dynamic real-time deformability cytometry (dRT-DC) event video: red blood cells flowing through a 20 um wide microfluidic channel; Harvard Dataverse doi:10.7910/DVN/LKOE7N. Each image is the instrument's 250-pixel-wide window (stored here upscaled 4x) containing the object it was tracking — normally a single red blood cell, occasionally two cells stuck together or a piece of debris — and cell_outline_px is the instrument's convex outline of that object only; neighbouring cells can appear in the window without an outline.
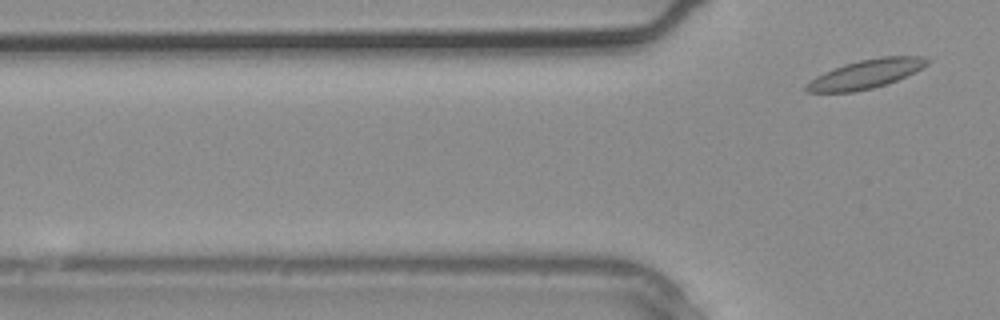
{"species": "common noctule bat (a hibernating species)", "species_latin": "Nyctalus noctula", "temperature_condition": "warm", "stored_images_in_passage": 2, "segment_of_instrument_passage": [2, 2], "camera_frame_rate_fps": 3000, "um_per_image_px": 0.085, "animal": {"sex": "male", "body_mass_g": 20.4}, "frame": {"image": 1, "passage_image": 2, "time_ms": 0.333, "image_size_px": [1000, 320], "cell_outline_px": [[932, 60], [928, 64], [896, 80], [872, 88], [852, 92], [804, 92], [804, 84], [816, 76], [824, 72], [844, 64], [860, 60], [880, 56], [924, 56]], "centroid_in_image_um": [73.55, 6.28], "position_along_channel_um": 52.2, "area_um2": 20.17}}